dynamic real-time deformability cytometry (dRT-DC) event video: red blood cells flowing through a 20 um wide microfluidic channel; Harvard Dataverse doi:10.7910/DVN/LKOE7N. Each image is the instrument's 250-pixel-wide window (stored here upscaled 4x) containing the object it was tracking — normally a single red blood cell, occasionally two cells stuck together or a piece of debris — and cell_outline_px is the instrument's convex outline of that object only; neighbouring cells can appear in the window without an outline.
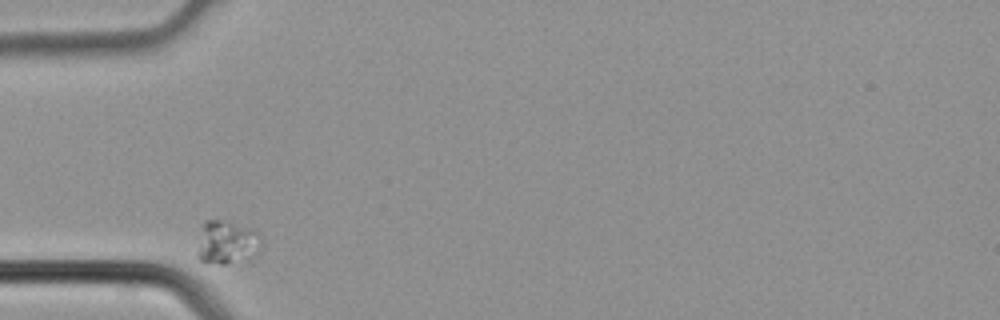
{"species": "common noctule bat (a hibernating species)", "species_latin": "Nyctalus noctula", "temperature_condition": "cold", "stored_images_in_passage": 2, "camera_frame_rate_fps": 3000, "um_per_image_px": 0.085, "animal": {"sex": "male", "body_mass_g": 21.5, "forearm_length_mm": 52.0}, "frame": {"image": 1, "passage_image": 1, "time_ms": 0.0, "image_size_px": [1000, 320], "cell_outline_px": [[260, 244], [232, 260], [224, 264], [204, 264], [200, 260], [196, 252], [204, 220], [220, 220], [256, 228], [260, 232]], "centroid_in_image_um": [19.15, 20.52], "position_along_channel_um": 65.8, "area_um2": 15.26}}
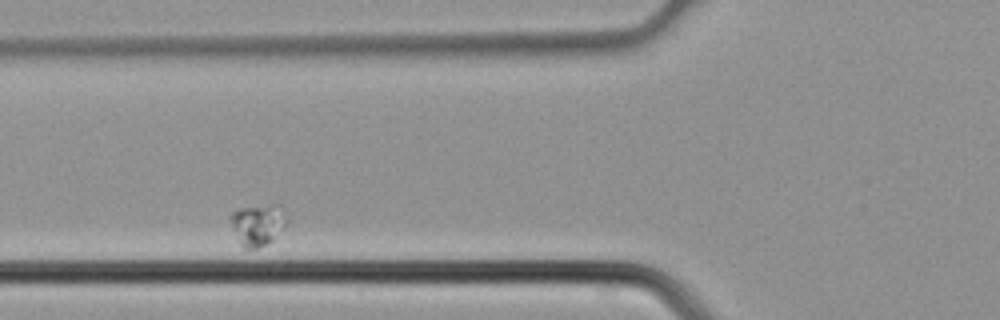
{"frame": {"image": 2, "passage_image": 2, "time_ms": 0.333, "image_size_px": [1000, 320], "cell_outline_px": [[284, 228], [272, 240], [256, 248], [244, 248], [240, 244], [228, 216], [232, 212], [240, 208], [272, 204], [280, 204], [284, 220]], "centroid_in_image_um": [21.86, 19.08], "position_along_channel_um": 103.9, "area_um2": 13.18}}